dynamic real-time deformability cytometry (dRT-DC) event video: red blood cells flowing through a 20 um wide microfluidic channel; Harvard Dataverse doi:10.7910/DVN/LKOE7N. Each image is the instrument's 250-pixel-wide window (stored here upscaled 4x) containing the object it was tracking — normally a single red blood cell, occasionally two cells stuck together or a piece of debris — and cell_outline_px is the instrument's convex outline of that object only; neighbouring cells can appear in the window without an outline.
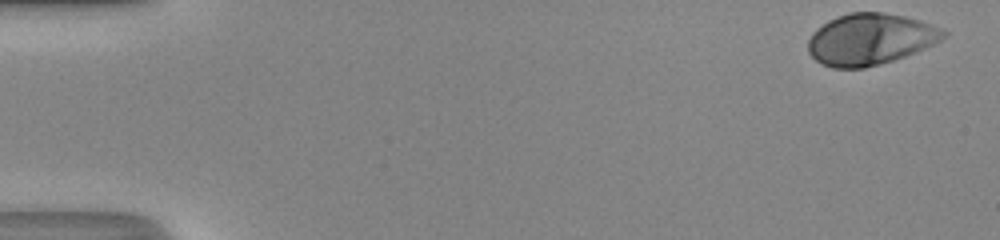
{"species": "human", "species_latin": "Homo sapiens", "temperature_condition": "room temperature", "stored_images_in_passage": 41, "camera_frame_rate_fps": 3000, "um_per_image_px": 0.085, "donor": {"sex": "male"}, "frame": {"image": 1, "passage_image": 1, "time_ms": 0.0, "image_size_px": [1000, 240], "cell_outline_px": [[948, 32], [940, 40], [924, 48], [904, 56], [880, 64], [864, 68], [832, 68], [820, 64], [808, 52], [808, 40], [812, 32], [816, 28], [828, 20], [836, 16], [848, 12], [884, 12], [904, 16], [920, 20], [940, 28]], "centroid_in_image_um": [73.91, 3.32], "position_along_channel_um": 11.1, "area_um2": 40.52}}
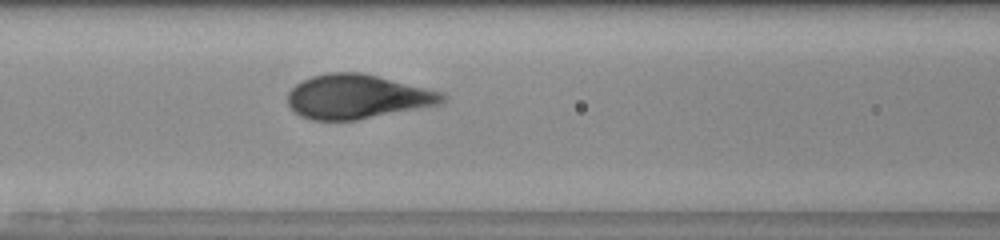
{"frame": {"image": 2, "passage_image": 21, "time_ms": 6.667, "image_size_px": [1000, 240], "cell_outline_px": [[448, 100], [444, 104], [356, 120], [312, 120], [300, 116], [288, 104], [288, 92], [296, 84], [312, 76], [328, 72], [360, 72], [428, 88], [444, 92], [448, 96]], "centroid_in_image_um": [30.44, 8.22], "position_along_channel_um": 136.2, "area_um2": 40.11}}
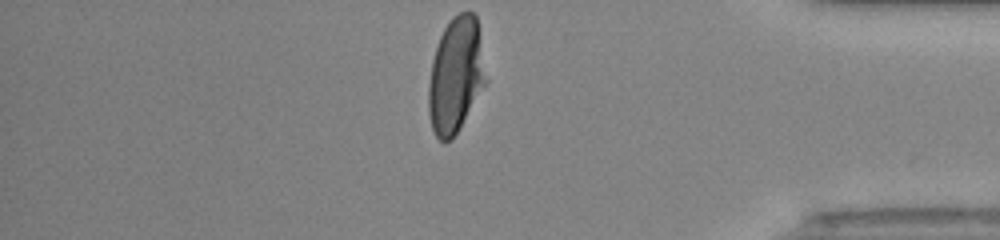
{"frame": {"image": 3, "passage_image": 41, "time_ms": 13.333, "image_size_px": [1000, 240], "cell_outline_px": [[488, 80], [460, 128], [452, 140], [444, 144], [436, 136], [432, 128], [428, 112], [428, 84], [432, 60], [440, 36], [444, 28], [452, 16], [460, 12], [472, 12], [476, 16]], "centroid_in_image_um": [38.74, 6.42], "position_along_channel_um": 396.5, "area_um2": 38.9}, "authors_computed_cell_mechanics": {"area_um2": 39.882, "velocity_mm_per_s": 4.3237, "shape_relaxation_time_tau1_ms": 2.6312, "shape_relaxation_time_tau2_ms": null, "deformation_change_tau1": 0.1848, "deformation_change_tau2": null}}